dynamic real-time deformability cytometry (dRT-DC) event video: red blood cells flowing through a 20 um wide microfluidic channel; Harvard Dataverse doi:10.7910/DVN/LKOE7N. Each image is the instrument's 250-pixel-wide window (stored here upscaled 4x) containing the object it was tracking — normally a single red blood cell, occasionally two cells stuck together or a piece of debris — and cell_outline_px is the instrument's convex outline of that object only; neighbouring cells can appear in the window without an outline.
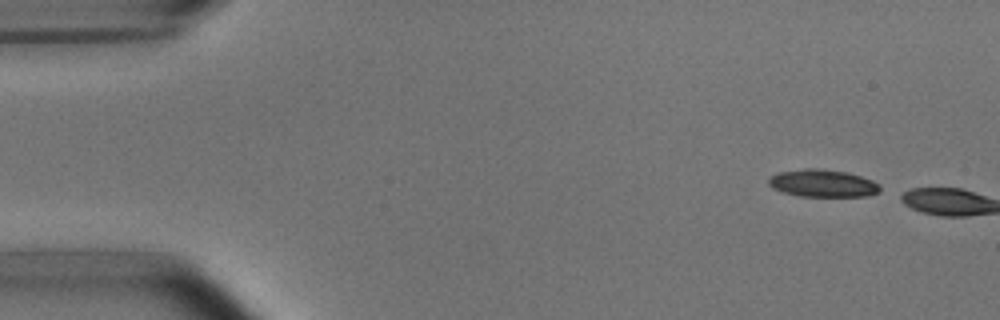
{"species": "common noctule bat (a hibernating species)", "species_latin": "Nyctalus noctula", "temperature_condition": "room temperature", "stored_images_in_passage": 2, "camera_frame_rate_fps": 3000, "um_per_image_px": 0.085, "animal": {"sex": "male", "body_mass_g": 15.6}, "frame": {"image": 1, "passage_image": 1, "time_ms": 0.0, "image_size_px": [1000, 320], "cell_outline_px": [[880, 192], [868, 196], [800, 196], [784, 192], [772, 188], [768, 184], [768, 180], [772, 176], [780, 172], [804, 168], [820, 168], [848, 172], [872, 180], [880, 184]], "centroid_in_image_um": [69.96, 15.57], "position_along_channel_um": 15.0, "area_um2": 17.86}}